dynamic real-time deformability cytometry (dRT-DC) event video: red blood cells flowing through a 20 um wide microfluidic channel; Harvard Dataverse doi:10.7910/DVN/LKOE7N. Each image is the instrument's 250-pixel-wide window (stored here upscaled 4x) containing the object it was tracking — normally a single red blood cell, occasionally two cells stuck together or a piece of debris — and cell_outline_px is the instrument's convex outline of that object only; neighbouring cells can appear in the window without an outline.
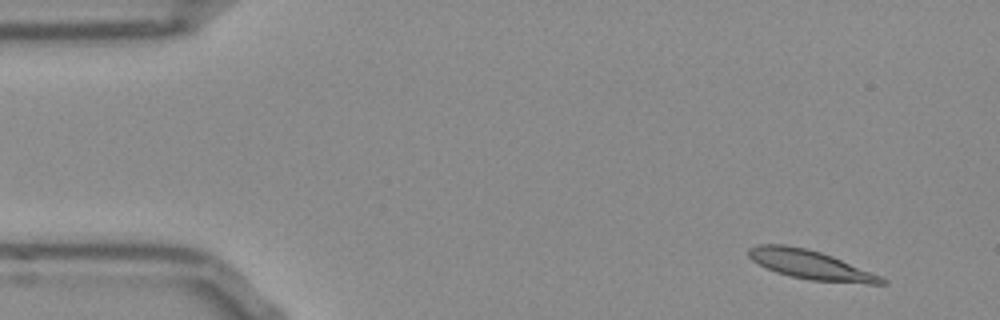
{"species": "Egyptian fruit bat (a non-hibernating species)", "species_latin": "Rousettus aegyptiacus", "temperature_condition": "room temperature", "stored_images_in_passage": 49, "camera_frame_rate_fps": 3000, "um_per_image_px": 0.085, "frame": {"image": 1, "passage_image": 1, "time_ms": 0.0, "image_size_px": [1000, 320], "cell_outline_px": [[888, 284], [868, 284], [808, 280], [788, 276], [776, 272], [752, 260], [748, 256], [748, 248], [756, 244], [784, 244], [804, 248], [820, 252], [832, 256], [880, 276], [888, 280]], "centroid_in_image_um": [68.88, 22.51], "position_along_channel_um": 16.1, "area_um2": 22.43}}
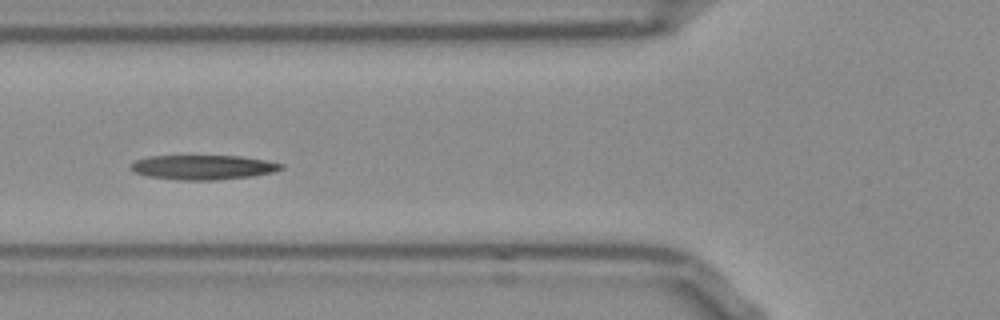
{"frame": {"image": 2, "passage_image": 16, "time_ms": 5.0, "image_size_px": [1000, 320], "cell_outline_px": [[284, 168], [272, 172], [252, 176], [216, 180], [176, 180], [148, 176], [136, 172], [128, 168], [128, 164], [136, 160], [152, 156], [240, 156], [264, 160], [284, 164]], "centroid_in_image_um": [17.23, 14.22], "position_along_channel_um": 108.6, "area_um2": 21.5}}
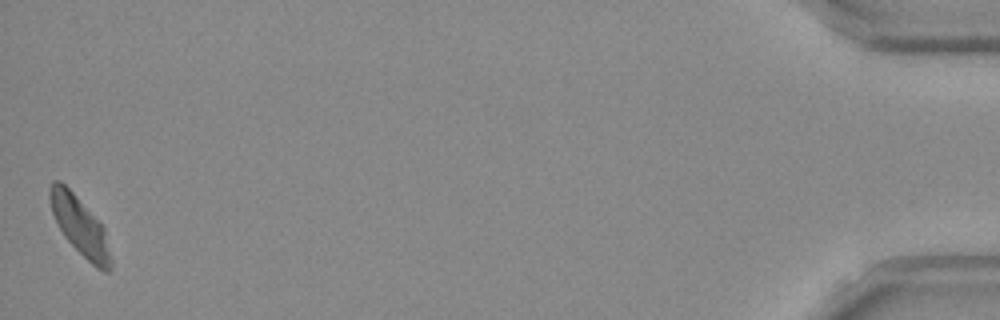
{"frame": {"image": 3, "passage_image": 49, "time_ms": 16.0, "image_size_px": [1000, 320], "cell_outline_px": [[112, 268], [108, 272], [104, 272], [96, 268], [64, 236], [52, 212], [48, 196], [48, 188], [52, 180], [60, 180], [76, 196], [104, 228], [112, 260]], "centroid_in_image_um": [6.78, 19.21], "position_along_channel_um": 428.4, "area_um2": 20.4}, "authors_computed_cell_mechanics": {"area_um2": 21.4438, "velocity_mm_per_s": 3.8, "shape_relaxation_time_tau1_ms": null, "shape_relaxation_time_tau2_ms": 9.1824, "deformation_change_tau1": null, "deformation_change_tau2": 0.1455}}